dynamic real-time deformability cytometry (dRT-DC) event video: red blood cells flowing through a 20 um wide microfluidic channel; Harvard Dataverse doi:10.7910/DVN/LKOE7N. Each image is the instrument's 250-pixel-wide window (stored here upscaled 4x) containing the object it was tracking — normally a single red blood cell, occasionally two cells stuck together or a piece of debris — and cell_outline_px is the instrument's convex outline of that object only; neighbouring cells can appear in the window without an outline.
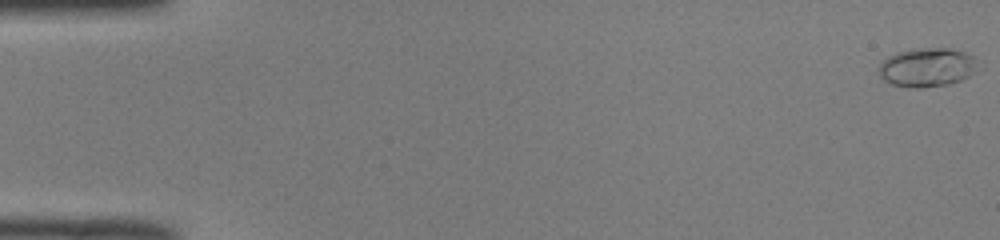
{"species": "common noctule bat (a hibernating species)", "species_latin": "Nyctalus noctula", "temperature_condition": "room temperature", "stored_images_in_passage": 51, "camera_frame_rate_fps": 3000, "um_per_image_px": 0.085, "animal": {"sex": "male", "body_mass_g": 19.0, "forearm_length_mm": 50.8}, "frame": {"image": 1, "passage_image": 1, "time_ms": 0.0, "image_size_px": [1000, 240], "cell_outline_px": [[984, 68], [960, 80], [948, 84], [920, 88], [912, 88], [892, 84], [884, 80], [880, 76], [876, 68], [888, 56], [896, 52], [920, 48], [952, 48], [964, 52], [972, 56]], "centroid_in_image_um": [78.84, 5.72], "position_along_channel_um": 6.2, "area_um2": 22.83}}
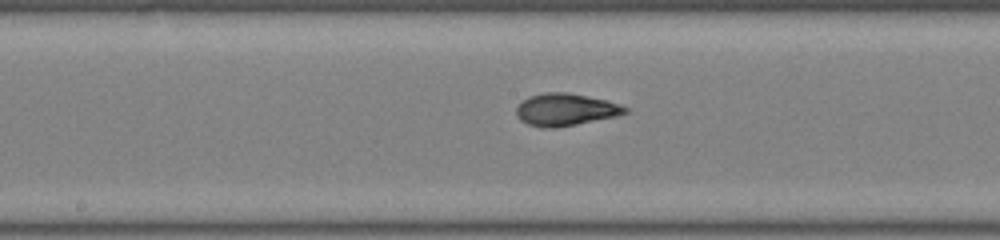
{"frame": {"image": 2, "passage_image": 27, "time_ms": 8.667, "image_size_px": [1000, 240], "cell_outline_px": [[628, 112], [616, 116], [576, 124], [552, 128], [540, 128], [528, 124], [520, 120], [516, 116], [516, 108], [528, 96], [544, 92], [568, 92], [608, 100], [620, 104], [628, 108]], "centroid_in_image_um": [48.06, 9.31], "position_along_channel_um": 200.1, "area_um2": 20.52}}
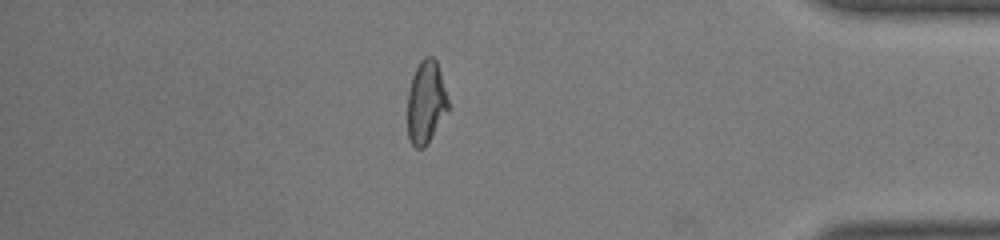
{"frame": {"image": 3, "passage_image": 44, "time_ms": 14.333, "image_size_px": [1000, 240], "cell_outline_px": [[452, 108], [424, 148], [416, 148], [408, 140], [408, 92], [412, 76], [420, 60], [424, 56], [432, 56], [436, 60], [452, 104]], "centroid_in_image_um": [36.26, 8.69], "position_along_channel_um": 398.9, "area_um2": 20.35}, "authors_computed_cell_mechanics": {"area_um2": 20.1144, "velocity_mm_per_s": 4.0922, "shape_relaxation_time_tau1_ms": 4.766, "shape_relaxation_time_tau2_ms": 0.7635, "deformation_change_tau1": 0.2322, "deformation_change_tau2": 0.0648}}